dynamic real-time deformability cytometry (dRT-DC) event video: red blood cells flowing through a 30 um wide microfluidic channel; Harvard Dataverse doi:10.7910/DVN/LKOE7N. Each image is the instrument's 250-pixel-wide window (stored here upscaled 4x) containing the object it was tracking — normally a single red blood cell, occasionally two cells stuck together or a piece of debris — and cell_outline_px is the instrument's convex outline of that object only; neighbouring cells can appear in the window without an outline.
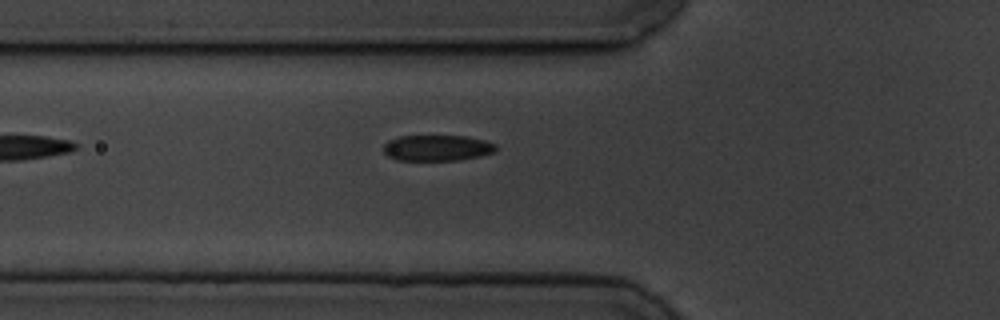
{"species": "common noctule bat (a hibernating species)", "species_latin": "Nyctalus noctula", "temperature_condition": "cold", "stored_images_in_passage": 4, "camera_frame_rate_fps": 3000, "um_per_image_px": 0.085, "animal": {"sex": "male", "body_mass_g": 19.5, "forearm_length_mm": 54.6}, "frame": {"image": 1, "passage_image": 4, "time_ms": 3.667, "image_size_px": [1000, 320], "cell_outline_px": [[496, 152], [480, 156], [456, 160], [396, 160], [388, 156], [384, 152], [384, 144], [388, 140], [400, 136], [464, 136], [484, 140], [496, 144]], "centroid_in_image_um": [37.15, 12.57], "position_along_channel_um": 88.6, "area_um2": 16.94}}